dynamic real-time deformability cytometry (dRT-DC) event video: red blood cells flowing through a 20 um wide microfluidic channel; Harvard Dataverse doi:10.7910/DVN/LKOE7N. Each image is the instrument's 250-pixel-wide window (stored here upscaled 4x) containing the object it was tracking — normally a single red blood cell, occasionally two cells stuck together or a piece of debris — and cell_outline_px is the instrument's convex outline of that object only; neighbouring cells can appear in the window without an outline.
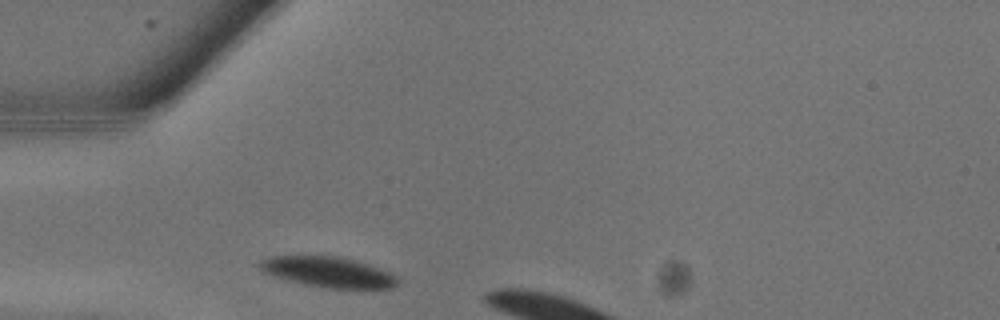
{"species": "common noctule bat (a hibernating species)", "species_latin": "Nyctalus noctula", "temperature_condition": "warm", "stored_images_in_passage": 3, "camera_frame_rate_fps": 3000, "um_per_image_px": 0.085, "animal": {"sex": "male", "body_mass_g": 13.3}, "frame": {"image": 1, "passage_image": 1, "time_ms": 0.0, "image_size_px": [1000, 320], "cell_outline_px": [[400, 280], [392, 288], [328, 288], [288, 280], [272, 276], [264, 272], [256, 264], [260, 260], [268, 256], [336, 256], [356, 260], [392, 272], [400, 276]], "centroid_in_image_um": [27.92, 23.11], "position_along_channel_um": 57.1, "area_um2": 24.57}}